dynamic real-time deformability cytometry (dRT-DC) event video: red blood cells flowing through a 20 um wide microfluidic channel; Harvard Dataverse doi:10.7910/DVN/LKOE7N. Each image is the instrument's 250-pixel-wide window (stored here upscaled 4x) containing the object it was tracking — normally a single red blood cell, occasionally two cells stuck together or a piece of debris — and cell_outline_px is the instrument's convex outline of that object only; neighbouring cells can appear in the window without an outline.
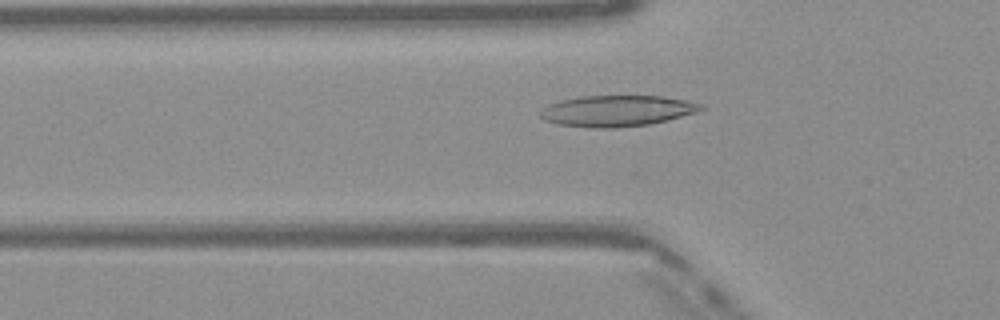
{"species": "Egyptian fruit bat (a non-hibernating species)", "species_latin": "Rousettus aegyptiacus", "temperature_condition": "warm", "stored_images_in_passage": 48, "camera_frame_rate_fps": 3000, "um_per_image_px": 0.085, "frame": {"image": 1, "passage_image": 15, "time_ms": 4.667, "image_size_px": [1000, 320], "cell_outline_px": [[704, 108], [700, 112], [648, 124], [612, 128], [588, 128], [560, 124], [544, 120], [540, 116], [540, 108], [548, 104], [560, 100], [580, 96], [664, 96], [704, 104]], "centroid_in_image_um": [52.43, 9.42], "position_along_channel_um": 73.4, "area_um2": 29.19}}
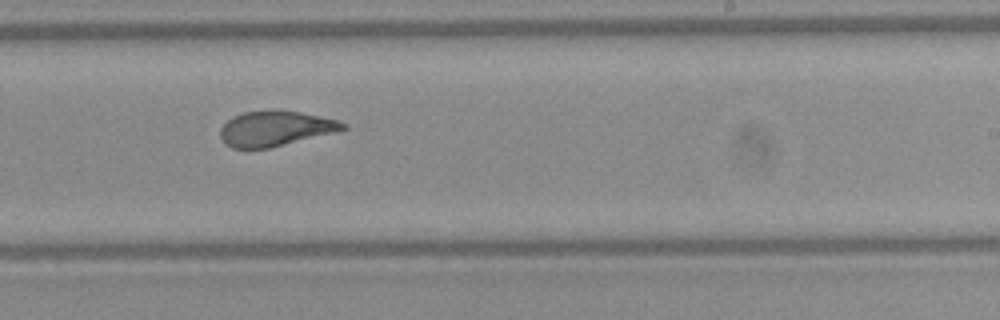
{"frame": {"image": 2, "passage_image": 29, "time_ms": 9.333, "image_size_px": [1000, 320], "cell_outline_px": [[348, 128], [268, 148], [232, 148], [224, 144], [220, 136], [220, 128], [232, 116], [244, 112], [276, 108], [300, 112], [336, 120], [348, 124]], "centroid_in_image_um": [23.34, 10.9], "position_along_channel_um": 265.7, "area_um2": 25.03}}
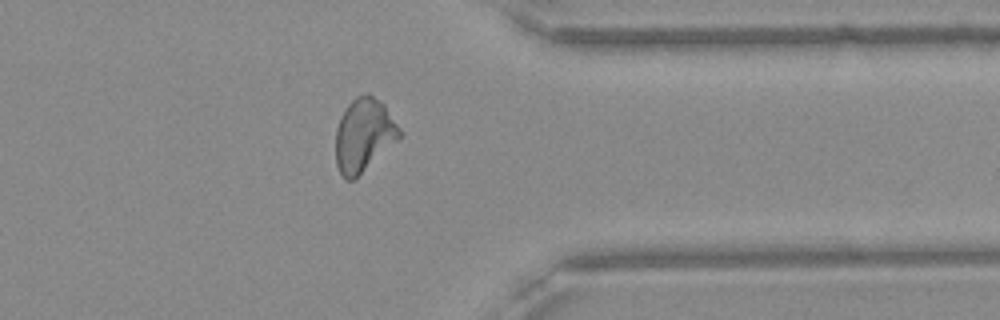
{"frame": {"image": 3, "passage_image": 38, "time_ms": 12.333, "image_size_px": [1000, 320], "cell_outline_px": [[404, 132], [400, 136], [352, 180], [344, 180], [336, 164], [336, 128], [340, 116], [348, 104], [356, 96], [364, 92], [368, 92], [384, 104]], "centroid_in_image_um": [30.9, 11.42], "position_along_channel_um": 380.5, "area_um2": 26.88}, "authors_computed_cell_mechanics": {"area_um2": 26.6747, "velocity_mm_per_s": 4.0922, "shape_relaxation_time_tau1_ms": 7.9338, "shape_relaxation_time_tau2_ms": 1.2004, "deformation_change_tau1": 0.2388, "deformation_change_tau2": 0.0644}}